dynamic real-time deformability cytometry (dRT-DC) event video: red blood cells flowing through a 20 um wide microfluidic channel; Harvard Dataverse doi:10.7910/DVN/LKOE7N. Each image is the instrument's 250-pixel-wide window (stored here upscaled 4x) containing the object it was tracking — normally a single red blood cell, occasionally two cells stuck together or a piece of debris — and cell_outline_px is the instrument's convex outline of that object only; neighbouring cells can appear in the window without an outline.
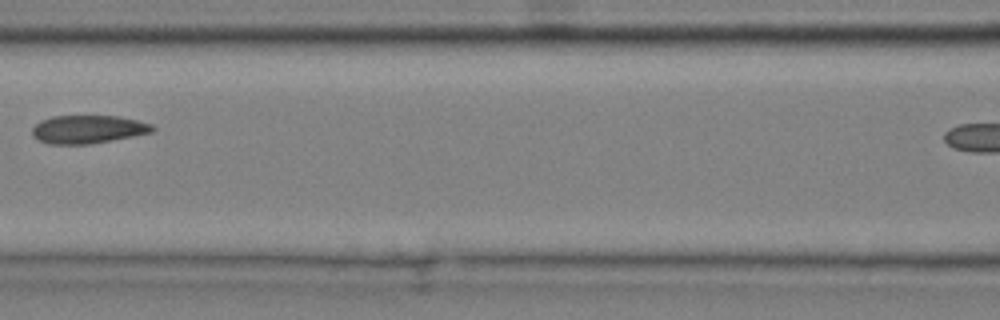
{"species": "common noctule bat (a hibernating species)", "species_latin": "Nyctalus noctula", "temperature_condition": "cold", "stored_images_in_passage": 4, "camera_frame_rate_fps": 3000, "um_per_image_px": 0.085, "animal": {"sex": "male", "body_mass_g": 20.4}, "frame": {"image": 1, "passage_image": 3, "time_ms": 0.667, "image_size_px": [1000, 320], "cell_outline_px": [[156, 128], [152, 132], [112, 140], [88, 144], [48, 144], [36, 140], [32, 136], [32, 128], [40, 120], [52, 116], [120, 116], [152, 124]], "centroid_in_image_um": [7.44, 10.99], "position_along_channel_um": 159.2, "area_um2": 19.83}}